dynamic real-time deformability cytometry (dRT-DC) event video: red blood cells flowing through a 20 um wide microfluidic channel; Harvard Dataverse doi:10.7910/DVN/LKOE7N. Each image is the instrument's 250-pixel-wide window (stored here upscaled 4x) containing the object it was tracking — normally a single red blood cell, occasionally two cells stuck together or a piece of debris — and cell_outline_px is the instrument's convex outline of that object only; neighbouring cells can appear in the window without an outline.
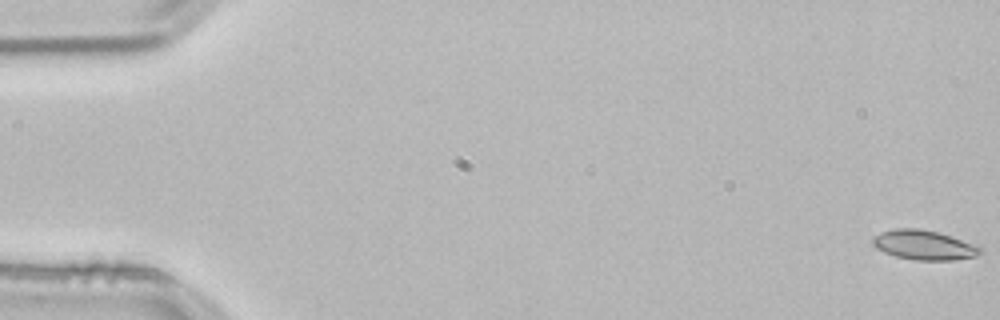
{"species": "common noctule bat (a hibernating species)", "species_latin": "Nyctalus noctula", "temperature_condition": "room temperature", "stored_images_in_passage": 54, "camera_frame_rate_fps": 3000, "um_per_image_px": 0.085, "animal": {"sex": "male", "body_mass_g": 21.5, "forearm_length_mm": 52.0}, "frame": {"image": 1, "passage_image": 1, "time_ms": 0.0, "image_size_px": [1000, 320], "cell_outline_px": [[984, 252], [976, 256], [952, 260], [916, 260], [896, 256], [884, 252], [876, 248], [872, 244], [872, 236], [880, 232], [896, 228], [920, 228], [940, 232], [952, 236], [972, 244], [980, 248]], "centroid_in_image_um": [78.5, 20.81], "position_along_channel_um": 6.5, "area_um2": 18.61}}
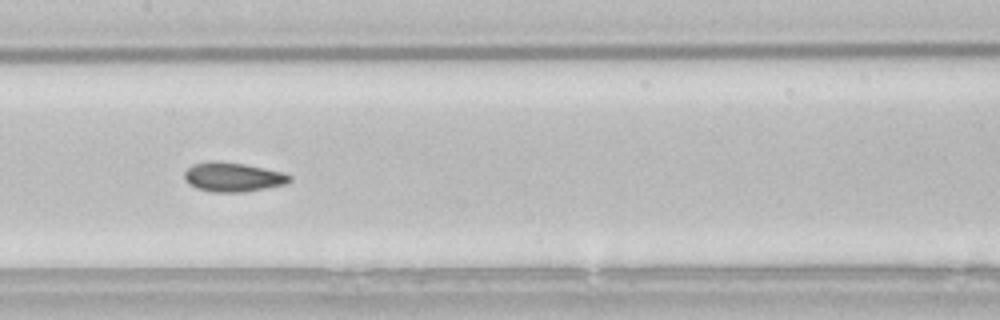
{"frame": {"image": 2, "passage_image": 27, "time_ms": 8.667, "image_size_px": [1000, 320], "cell_outline_px": [[292, 180], [284, 184], [244, 192], [216, 192], [196, 188], [188, 184], [184, 176], [184, 172], [192, 164], [208, 160], [212, 160], [244, 164], [284, 172], [292, 176]], "centroid_in_image_um": [19.78, 15.04], "position_along_channel_um": 187.6, "area_um2": 17.98}}
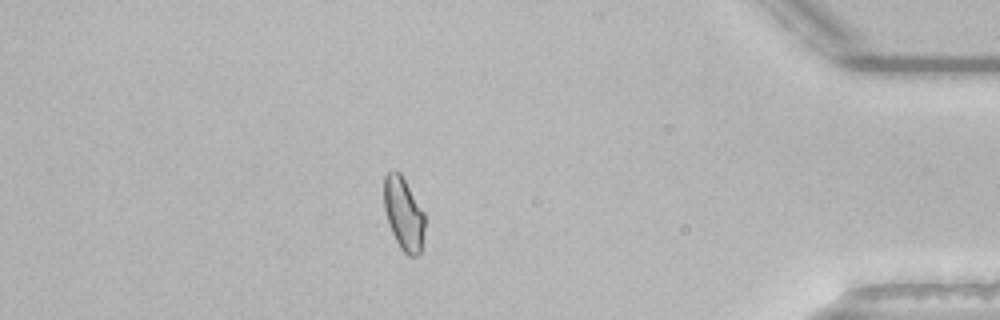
{"frame": {"image": 3, "passage_image": 47, "time_ms": 15.333, "image_size_px": [1000, 320], "cell_outline_px": [[424, 228], [420, 252], [416, 256], [408, 256], [400, 248], [392, 232], [384, 208], [384, 176], [392, 168], [400, 172], [424, 212]], "centroid_in_image_um": [34.29, 18.13], "position_along_channel_um": 400.9, "area_um2": 17.17}, "authors_computed_cell_mechanics": {"area_um2": 17.629, "velocity_mm_per_s": 3.8298, "shape_relaxation_time_tau1_ms": null, "shape_relaxation_time_tau2_ms": 1.9148, "deformation_change_tau1": null, "deformation_change_tau2": 0.0422}}